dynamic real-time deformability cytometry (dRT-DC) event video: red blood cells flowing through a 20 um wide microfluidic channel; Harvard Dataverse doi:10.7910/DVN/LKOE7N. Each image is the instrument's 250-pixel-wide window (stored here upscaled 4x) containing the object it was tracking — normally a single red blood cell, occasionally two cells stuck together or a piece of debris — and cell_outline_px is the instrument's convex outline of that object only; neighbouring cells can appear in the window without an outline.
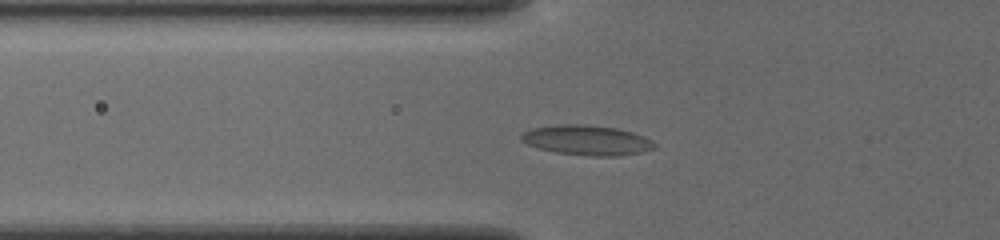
{"species": "common noctule bat (a hibernating species)", "species_latin": "Nyctalus noctula", "temperature_condition": "cold", "stored_images_in_passage": 51, "camera_frame_rate_fps": 3000, "um_per_image_px": 0.085, "animal": {"sex": "female", "body_mass_g": 19.5, "forearm_length_mm": 54.1}, "frame": {"image": 1, "passage_image": 16, "time_ms": 5.0, "image_size_px": [1000, 240], "cell_outline_px": [[656, 148], [640, 152], [616, 156], [588, 156], [556, 152], [540, 148], [528, 144], [520, 140], [520, 136], [524, 132], [532, 128], [560, 124], [584, 124], [616, 128], [632, 132], [644, 136], [652, 140], [656, 144]], "centroid_in_image_um": [49.9, 11.91], "position_along_channel_um": 75.9, "area_um2": 23.18}}
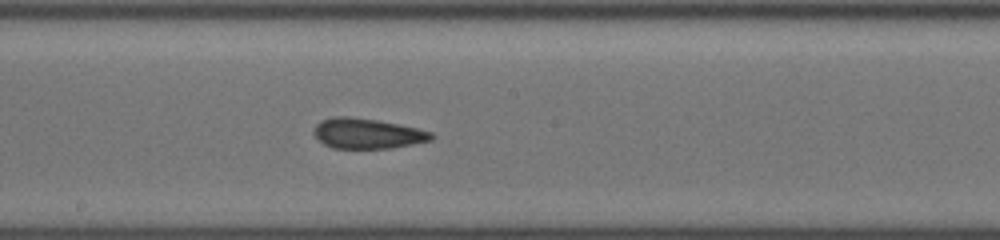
{"frame": {"image": 2, "passage_image": 27, "time_ms": 8.667, "image_size_px": [1000, 240], "cell_outline_px": [[436, 136], [432, 140], [392, 148], [332, 148], [324, 144], [312, 132], [316, 124], [320, 120], [332, 116], [348, 116], [376, 120], [416, 128], [432, 132]], "centroid_in_image_um": [31.2, 11.34], "position_along_channel_um": 217.0, "area_um2": 20.69}}
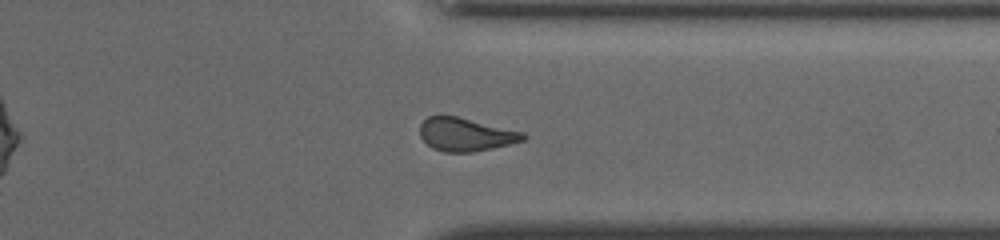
{"frame": {"image": 3, "passage_image": 39, "time_ms": 12.667, "image_size_px": [1000, 240], "cell_outline_px": [[528, 136], [524, 140], [492, 148], [472, 152], [444, 152], [432, 148], [420, 136], [420, 124], [428, 116], [456, 116], [524, 132]], "centroid_in_image_um": [39.58, 11.43], "position_along_channel_um": 371.8, "area_um2": 19.83}, "authors_computed_cell_mechanics": {"area_um2": 20.519, "velocity_mm_per_s": 3.8697, "shape_relaxation_time_tau1_ms": 7.5261, "shape_relaxation_time_tau2_ms": 2.6621, "deformation_change_tau1": 0.1897, "deformation_change_tau2": 0.1176}}